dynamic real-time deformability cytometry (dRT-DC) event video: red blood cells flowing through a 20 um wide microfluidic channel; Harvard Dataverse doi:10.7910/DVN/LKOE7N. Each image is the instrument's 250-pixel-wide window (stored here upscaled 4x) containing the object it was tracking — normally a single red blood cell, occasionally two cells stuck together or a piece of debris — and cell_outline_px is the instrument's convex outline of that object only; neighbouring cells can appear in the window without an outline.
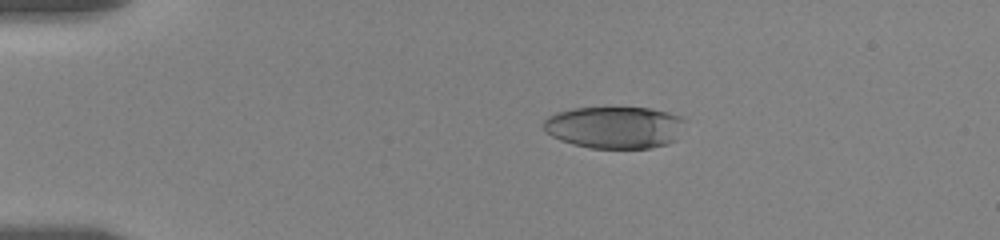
{"species": "human", "species_latin": "Homo sapiens", "temperature_condition": "room temperature", "stored_images_in_passage": 21, "camera_frame_rate_fps": 3000, "um_per_image_px": 0.085, "donor": {"sex": "female"}, "frame": {"image": 1, "passage_image": 4, "time_ms": 3.333, "image_size_px": [1000, 240], "cell_outline_px": [[684, 120], [676, 140], [668, 144], [652, 148], [588, 148], [572, 144], [560, 140], [552, 136], [544, 128], [544, 120], [548, 116], [556, 112], [572, 108], [608, 104], [652, 108], [668, 112], [680, 116]], "centroid_in_image_um": [52.23, 10.77], "position_along_channel_um": 32.8, "area_um2": 35.84}}
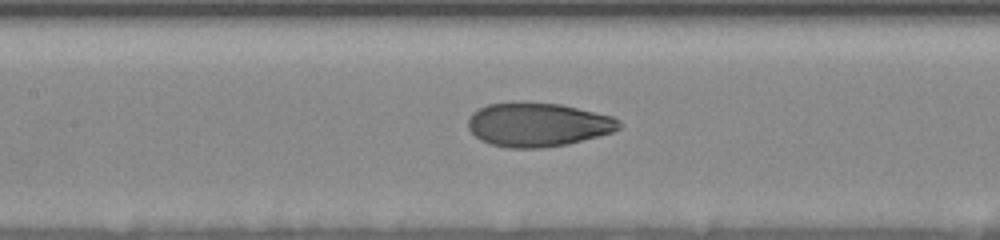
{"frame": {"image": 2, "passage_image": 14, "time_ms": 8.667, "image_size_px": [1000, 240], "cell_outline_px": [[624, 124], [620, 128], [612, 132], [568, 144], [544, 148], [508, 148], [488, 144], [480, 140], [468, 128], [468, 120], [472, 112], [488, 104], [560, 104], [612, 116], [620, 120]], "centroid_in_image_um": [45.73, 10.63], "position_along_channel_um": 161.7, "area_um2": 38.15}}
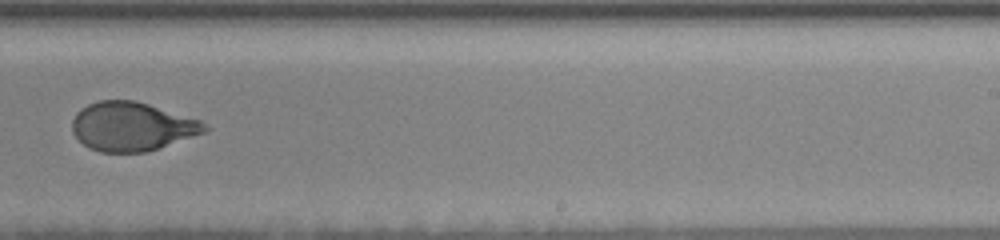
{"frame": {"image": 3, "passage_image": 21, "time_ms": 12.0, "image_size_px": [1000, 240], "cell_outline_px": [[212, 128], [204, 132], [144, 152], [100, 152], [88, 148], [72, 132], [72, 120], [76, 112], [80, 108], [88, 104], [100, 100], [136, 100], [200, 120]], "centroid_in_image_um": [11.18, 10.74], "position_along_channel_um": 277.8, "area_um2": 37.45}}